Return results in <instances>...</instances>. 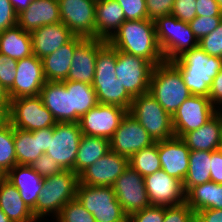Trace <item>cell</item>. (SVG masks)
Instances as JSON below:
<instances>
[{"instance_id": "94428289", "label": "cell", "mask_w": 222, "mask_h": 222, "mask_svg": "<svg viewBox=\"0 0 222 222\" xmlns=\"http://www.w3.org/2000/svg\"><path fill=\"white\" fill-rule=\"evenodd\" d=\"M5 178V174L0 171V182Z\"/></svg>"}, {"instance_id": "83f0119b", "label": "cell", "mask_w": 222, "mask_h": 222, "mask_svg": "<svg viewBox=\"0 0 222 222\" xmlns=\"http://www.w3.org/2000/svg\"><path fill=\"white\" fill-rule=\"evenodd\" d=\"M96 38L109 41L125 22L122 7L115 0H100L95 7Z\"/></svg>"}, {"instance_id": "ffe728a7", "label": "cell", "mask_w": 222, "mask_h": 222, "mask_svg": "<svg viewBox=\"0 0 222 222\" xmlns=\"http://www.w3.org/2000/svg\"><path fill=\"white\" fill-rule=\"evenodd\" d=\"M190 151L184 141L176 136L158 141L161 169L183 182L189 169Z\"/></svg>"}, {"instance_id": "4dcf8cb0", "label": "cell", "mask_w": 222, "mask_h": 222, "mask_svg": "<svg viewBox=\"0 0 222 222\" xmlns=\"http://www.w3.org/2000/svg\"><path fill=\"white\" fill-rule=\"evenodd\" d=\"M185 202L196 213L205 209H222V184L213 181L191 187L185 193Z\"/></svg>"}, {"instance_id": "5bb4252c", "label": "cell", "mask_w": 222, "mask_h": 222, "mask_svg": "<svg viewBox=\"0 0 222 222\" xmlns=\"http://www.w3.org/2000/svg\"><path fill=\"white\" fill-rule=\"evenodd\" d=\"M128 111L120 106L98 104L79 120L82 134L111 139Z\"/></svg>"}, {"instance_id": "4316f807", "label": "cell", "mask_w": 222, "mask_h": 222, "mask_svg": "<svg viewBox=\"0 0 222 222\" xmlns=\"http://www.w3.org/2000/svg\"><path fill=\"white\" fill-rule=\"evenodd\" d=\"M84 39L82 36H75L70 42L41 59L46 81L62 82L66 80L74 50Z\"/></svg>"}, {"instance_id": "484cf974", "label": "cell", "mask_w": 222, "mask_h": 222, "mask_svg": "<svg viewBox=\"0 0 222 222\" xmlns=\"http://www.w3.org/2000/svg\"><path fill=\"white\" fill-rule=\"evenodd\" d=\"M39 96L57 122H72L71 91L63 82L46 81Z\"/></svg>"}, {"instance_id": "7402d4cb", "label": "cell", "mask_w": 222, "mask_h": 222, "mask_svg": "<svg viewBox=\"0 0 222 222\" xmlns=\"http://www.w3.org/2000/svg\"><path fill=\"white\" fill-rule=\"evenodd\" d=\"M207 123L185 133L181 139L191 151L213 152L220 149L222 140V109Z\"/></svg>"}, {"instance_id": "ee69618b", "label": "cell", "mask_w": 222, "mask_h": 222, "mask_svg": "<svg viewBox=\"0 0 222 222\" xmlns=\"http://www.w3.org/2000/svg\"><path fill=\"white\" fill-rule=\"evenodd\" d=\"M196 0H175L171 14L179 20L189 23L196 16Z\"/></svg>"}, {"instance_id": "6da1fadb", "label": "cell", "mask_w": 222, "mask_h": 222, "mask_svg": "<svg viewBox=\"0 0 222 222\" xmlns=\"http://www.w3.org/2000/svg\"><path fill=\"white\" fill-rule=\"evenodd\" d=\"M108 42L117 50L143 57L154 66L165 61L157 41L153 20H125Z\"/></svg>"}, {"instance_id": "7bdbcfd3", "label": "cell", "mask_w": 222, "mask_h": 222, "mask_svg": "<svg viewBox=\"0 0 222 222\" xmlns=\"http://www.w3.org/2000/svg\"><path fill=\"white\" fill-rule=\"evenodd\" d=\"M18 60L0 54V82L9 91L16 77Z\"/></svg>"}, {"instance_id": "f1b7e54d", "label": "cell", "mask_w": 222, "mask_h": 222, "mask_svg": "<svg viewBox=\"0 0 222 222\" xmlns=\"http://www.w3.org/2000/svg\"><path fill=\"white\" fill-rule=\"evenodd\" d=\"M0 209L12 222H36L32 210L25 204L19 190L6 178L0 182Z\"/></svg>"}, {"instance_id": "681fc988", "label": "cell", "mask_w": 222, "mask_h": 222, "mask_svg": "<svg viewBox=\"0 0 222 222\" xmlns=\"http://www.w3.org/2000/svg\"><path fill=\"white\" fill-rule=\"evenodd\" d=\"M197 16L222 17L221 10L216 0H196Z\"/></svg>"}, {"instance_id": "836d02e7", "label": "cell", "mask_w": 222, "mask_h": 222, "mask_svg": "<svg viewBox=\"0 0 222 222\" xmlns=\"http://www.w3.org/2000/svg\"><path fill=\"white\" fill-rule=\"evenodd\" d=\"M211 152L190 151L189 169L183 181L185 193L193 186L211 181Z\"/></svg>"}, {"instance_id": "7c38bea8", "label": "cell", "mask_w": 222, "mask_h": 222, "mask_svg": "<svg viewBox=\"0 0 222 222\" xmlns=\"http://www.w3.org/2000/svg\"><path fill=\"white\" fill-rule=\"evenodd\" d=\"M218 111L208 97L190 96L172 116L175 136L181 138L185 133L200 128Z\"/></svg>"}, {"instance_id": "9f6ffc18", "label": "cell", "mask_w": 222, "mask_h": 222, "mask_svg": "<svg viewBox=\"0 0 222 222\" xmlns=\"http://www.w3.org/2000/svg\"><path fill=\"white\" fill-rule=\"evenodd\" d=\"M9 123V105H0V129Z\"/></svg>"}, {"instance_id": "1f68e13d", "label": "cell", "mask_w": 222, "mask_h": 222, "mask_svg": "<svg viewBox=\"0 0 222 222\" xmlns=\"http://www.w3.org/2000/svg\"><path fill=\"white\" fill-rule=\"evenodd\" d=\"M110 150L109 139L83 134L75 160V173L79 175L84 169L94 164Z\"/></svg>"}, {"instance_id": "9a60e30c", "label": "cell", "mask_w": 222, "mask_h": 222, "mask_svg": "<svg viewBox=\"0 0 222 222\" xmlns=\"http://www.w3.org/2000/svg\"><path fill=\"white\" fill-rule=\"evenodd\" d=\"M116 199L128 217L151 206L144 184V177L128 166L112 186Z\"/></svg>"}, {"instance_id": "52a82bcc", "label": "cell", "mask_w": 222, "mask_h": 222, "mask_svg": "<svg viewBox=\"0 0 222 222\" xmlns=\"http://www.w3.org/2000/svg\"><path fill=\"white\" fill-rule=\"evenodd\" d=\"M128 113L142 125L155 142L175 136L172 116L149 92L133 98Z\"/></svg>"}, {"instance_id": "7dc6e473", "label": "cell", "mask_w": 222, "mask_h": 222, "mask_svg": "<svg viewBox=\"0 0 222 222\" xmlns=\"http://www.w3.org/2000/svg\"><path fill=\"white\" fill-rule=\"evenodd\" d=\"M175 0H145L148 19L155 21L158 17L170 15Z\"/></svg>"}, {"instance_id": "7a4b0ae2", "label": "cell", "mask_w": 222, "mask_h": 222, "mask_svg": "<svg viewBox=\"0 0 222 222\" xmlns=\"http://www.w3.org/2000/svg\"><path fill=\"white\" fill-rule=\"evenodd\" d=\"M117 49L108 41L98 44V55L92 87L100 104L116 105L129 111L133 98L117 80Z\"/></svg>"}, {"instance_id": "30bf717a", "label": "cell", "mask_w": 222, "mask_h": 222, "mask_svg": "<svg viewBox=\"0 0 222 222\" xmlns=\"http://www.w3.org/2000/svg\"><path fill=\"white\" fill-rule=\"evenodd\" d=\"M153 68L154 65L143 57L117 50V80L132 98L149 92Z\"/></svg>"}, {"instance_id": "c3c4849f", "label": "cell", "mask_w": 222, "mask_h": 222, "mask_svg": "<svg viewBox=\"0 0 222 222\" xmlns=\"http://www.w3.org/2000/svg\"><path fill=\"white\" fill-rule=\"evenodd\" d=\"M18 23V14L9 0H0V32Z\"/></svg>"}, {"instance_id": "44dd1931", "label": "cell", "mask_w": 222, "mask_h": 222, "mask_svg": "<svg viewBox=\"0 0 222 222\" xmlns=\"http://www.w3.org/2000/svg\"><path fill=\"white\" fill-rule=\"evenodd\" d=\"M101 39L85 38L74 50L72 64L65 81L92 85L95 74L98 44Z\"/></svg>"}, {"instance_id": "db71d44e", "label": "cell", "mask_w": 222, "mask_h": 222, "mask_svg": "<svg viewBox=\"0 0 222 222\" xmlns=\"http://www.w3.org/2000/svg\"><path fill=\"white\" fill-rule=\"evenodd\" d=\"M33 135H39L40 149L46 153L49 148L50 137H53V127L31 131Z\"/></svg>"}, {"instance_id": "9c48e42d", "label": "cell", "mask_w": 222, "mask_h": 222, "mask_svg": "<svg viewBox=\"0 0 222 222\" xmlns=\"http://www.w3.org/2000/svg\"><path fill=\"white\" fill-rule=\"evenodd\" d=\"M9 123L25 131L54 127L57 121L43 105L41 97L28 96L11 99L9 104Z\"/></svg>"}, {"instance_id": "6125c7cd", "label": "cell", "mask_w": 222, "mask_h": 222, "mask_svg": "<svg viewBox=\"0 0 222 222\" xmlns=\"http://www.w3.org/2000/svg\"><path fill=\"white\" fill-rule=\"evenodd\" d=\"M219 150L222 152V140H221V144H220V149Z\"/></svg>"}, {"instance_id": "3957f363", "label": "cell", "mask_w": 222, "mask_h": 222, "mask_svg": "<svg viewBox=\"0 0 222 222\" xmlns=\"http://www.w3.org/2000/svg\"><path fill=\"white\" fill-rule=\"evenodd\" d=\"M181 74L191 95L209 96L213 79L222 69V58L208 55L199 46L170 62Z\"/></svg>"}, {"instance_id": "74e56055", "label": "cell", "mask_w": 222, "mask_h": 222, "mask_svg": "<svg viewBox=\"0 0 222 222\" xmlns=\"http://www.w3.org/2000/svg\"><path fill=\"white\" fill-rule=\"evenodd\" d=\"M56 218V222H96L93 215L82 206L77 198L63 206Z\"/></svg>"}, {"instance_id": "816d5d0a", "label": "cell", "mask_w": 222, "mask_h": 222, "mask_svg": "<svg viewBox=\"0 0 222 222\" xmlns=\"http://www.w3.org/2000/svg\"><path fill=\"white\" fill-rule=\"evenodd\" d=\"M208 98L214 106L218 104L222 105V69L218 72V75L212 81Z\"/></svg>"}, {"instance_id": "f907efd6", "label": "cell", "mask_w": 222, "mask_h": 222, "mask_svg": "<svg viewBox=\"0 0 222 222\" xmlns=\"http://www.w3.org/2000/svg\"><path fill=\"white\" fill-rule=\"evenodd\" d=\"M211 181L222 184V152L216 150L211 152Z\"/></svg>"}, {"instance_id": "cb8c5ba5", "label": "cell", "mask_w": 222, "mask_h": 222, "mask_svg": "<svg viewBox=\"0 0 222 222\" xmlns=\"http://www.w3.org/2000/svg\"><path fill=\"white\" fill-rule=\"evenodd\" d=\"M61 22L58 0H35L18 14V23L24 31L32 32L44 25Z\"/></svg>"}, {"instance_id": "f35d334b", "label": "cell", "mask_w": 222, "mask_h": 222, "mask_svg": "<svg viewBox=\"0 0 222 222\" xmlns=\"http://www.w3.org/2000/svg\"><path fill=\"white\" fill-rule=\"evenodd\" d=\"M222 22V17L196 16L189 22L190 29L200 41L206 35L212 33Z\"/></svg>"}, {"instance_id": "f6af8a7d", "label": "cell", "mask_w": 222, "mask_h": 222, "mask_svg": "<svg viewBox=\"0 0 222 222\" xmlns=\"http://www.w3.org/2000/svg\"><path fill=\"white\" fill-rule=\"evenodd\" d=\"M164 206H149L128 217L129 222H163Z\"/></svg>"}, {"instance_id": "8d00e7d4", "label": "cell", "mask_w": 222, "mask_h": 222, "mask_svg": "<svg viewBox=\"0 0 222 222\" xmlns=\"http://www.w3.org/2000/svg\"><path fill=\"white\" fill-rule=\"evenodd\" d=\"M15 165L14 127L8 123L0 129V171L6 175Z\"/></svg>"}, {"instance_id": "ac0fdd59", "label": "cell", "mask_w": 222, "mask_h": 222, "mask_svg": "<svg viewBox=\"0 0 222 222\" xmlns=\"http://www.w3.org/2000/svg\"><path fill=\"white\" fill-rule=\"evenodd\" d=\"M128 166L127 157L110 150L79 174V183L99 187L113 186Z\"/></svg>"}, {"instance_id": "2e32d148", "label": "cell", "mask_w": 222, "mask_h": 222, "mask_svg": "<svg viewBox=\"0 0 222 222\" xmlns=\"http://www.w3.org/2000/svg\"><path fill=\"white\" fill-rule=\"evenodd\" d=\"M155 141L142 125L129 113L122 119L120 126L110 139L111 151L130 159L136 152L149 147Z\"/></svg>"}, {"instance_id": "6f0895ef", "label": "cell", "mask_w": 222, "mask_h": 222, "mask_svg": "<svg viewBox=\"0 0 222 222\" xmlns=\"http://www.w3.org/2000/svg\"><path fill=\"white\" fill-rule=\"evenodd\" d=\"M10 101L11 98L9 96L7 89L0 82V105H9Z\"/></svg>"}, {"instance_id": "f546056e", "label": "cell", "mask_w": 222, "mask_h": 222, "mask_svg": "<svg viewBox=\"0 0 222 222\" xmlns=\"http://www.w3.org/2000/svg\"><path fill=\"white\" fill-rule=\"evenodd\" d=\"M0 54L15 60L33 55L32 37L19 25L0 32Z\"/></svg>"}, {"instance_id": "d6a6232c", "label": "cell", "mask_w": 222, "mask_h": 222, "mask_svg": "<svg viewBox=\"0 0 222 222\" xmlns=\"http://www.w3.org/2000/svg\"><path fill=\"white\" fill-rule=\"evenodd\" d=\"M66 89L71 91L72 122H79L80 118L91 108L99 104L97 94L92 85L76 82L62 81Z\"/></svg>"}, {"instance_id": "5b68a950", "label": "cell", "mask_w": 222, "mask_h": 222, "mask_svg": "<svg viewBox=\"0 0 222 222\" xmlns=\"http://www.w3.org/2000/svg\"><path fill=\"white\" fill-rule=\"evenodd\" d=\"M149 93L171 116L186 99L192 96L180 72L166 61L154 66Z\"/></svg>"}, {"instance_id": "d4e9b609", "label": "cell", "mask_w": 222, "mask_h": 222, "mask_svg": "<svg viewBox=\"0 0 222 222\" xmlns=\"http://www.w3.org/2000/svg\"><path fill=\"white\" fill-rule=\"evenodd\" d=\"M5 178L12 183L20 192L25 204L33 210L43 188L42 178L30 165H15Z\"/></svg>"}, {"instance_id": "ba28073f", "label": "cell", "mask_w": 222, "mask_h": 222, "mask_svg": "<svg viewBox=\"0 0 222 222\" xmlns=\"http://www.w3.org/2000/svg\"><path fill=\"white\" fill-rule=\"evenodd\" d=\"M76 198L96 222H127L128 215L116 199L112 186L78 185Z\"/></svg>"}, {"instance_id": "603a6c76", "label": "cell", "mask_w": 222, "mask_h": 222, "mask_svg": "<svg viewBox=\"0 0 222 222\" xmlns=\"http://www.w3.org/2000/svg\"><path fill=\"white\" fill-rule=\"evenodd\" d=\"M33 54L42 59L70 42L75 35L62 23L44 25L31 32Z\"/></svg>"}, {"instance_id": "bcb514c9", "label": "cell", "mask_w": 222, "mask_h": 222, "mask_svg": "<svg viewBox=\"0 0 222 222\" xmlns=\"http://www.w3.org/2000/svg\"><path fill=\"white\" fill-rule=\"evenodd\" d=\"M42 178L61 172L63 169L46 153L30 165Z\"/></svg>"}, {"instance_id": "e575fe53", "label": "cell", "mask_w": 222, "mask_h": 222, "mask_svg": "<svg viewBox=\"0 0 222 222\" xmlns=\"http://www.w3.org/2000/svg\"><path fill=\"white\" fill-rule=\"evenodd\" d=\"M14 144L17 164L31 165L44 152L40 149L39 135L14 128Z\"/></svg>"}, {"instance_id": "f5cc1de1", "label": "cell", "mask_w": 222, "mask_h": 222, "mask_svg": "<svg viewBox=\"0 0 222 222\" xmlns=\"http://www.w3.org/2000/svg\"><path fill=\"white\" fill-rule=\"evenodd\" d=\"M195 222H222V209H205L195 213Z\"/></svg>"}, {"instance_id": "60d3db41", "label": "cell", "mask_w": 222, "mask_h": 222, "mask_svg": "<svg viewBox=\"0 0 222 222\" xmlns=\"http://www.w3.org/2000/svg\"><path fill=\"white\" fill-rule=\"evenodd\" d=\"M163 222H195V212L186 202L176 206H164Z\"/></svg>"}, {"instance_id": "d590c367", "label": "cell", "mask_w": 222, "mask_h": 222, "mask_svg": "<svg viewBox=\"0 0 222 222\" xmlns=\"http://www.w3.org/2000/svg\"><path fill=\"white\" fill-rule=\"evenodd\" d=\"M129 166L145 177L161 169V162L158 154V142L136 152L129 159Z\"/></svg>"}, {"instance_id": "277c9868", "label": "cell", "mask_w": 222, "mask_h": 222, "mask_svg": "<svg viewBox=\"0 0 222 222\" xmlns=\"http://www.w3.org/2000/svg\"><path fill=\"white\" fill-rule=\"evenodd\" d=\"M78 185L79 175L70 170H62L45 177L38 202L32 210L36 220L38 221L50 213H55L54 215L57 217L63 206L76 198Z\"/></svg>"}, {"instance_id": "4fadbf2b", "label": "cell", "mask_w": 222, "mask_h": 222, "mask_svg": "<svg viewBox=\"0 0 222 222\" xmlns=\"http://www.w3.org/2000/svg\"><path fill=\"white\" fill-rule=\"evenodd\" d=\"M60 20L75 35L96 38L94 0H58Z\"/></svg>"}, {"instance_id": "b9f144b4", "label": "cell", "mask_w": 222, "mask_h": 222, "mask_svg": "<svg viewBox=\"0 0 222 222\" xmlns=\"http://www.w3.org/2000/svg\"><path fill=\"white\" fill-rule=\"evenodd\" d=\"M122 7L125 20H144L148 19L145 0H115Z\"/></svg>"}, {"instance_id": "11a10c76", "label": "cell", "mask_w": 222, "mask_h": 222, "mask_svg": "<svg viewBox=\"0 0 222 222\" xmlns=\"http://www.w3.org/2000/svg\"><path fill=\"white\" fill-rule=\"evenodd\" d=\"M17 14L25 10L35 0H9Z\"/></svg>"}, {"instance_id": "d6986e66", "label": "cell", "mask_w": 222, "mask_h": 222, "mask_svg": "<svg viewBox=\"0 0 222 222\" xmlns=\"http://www.w3.org/2000/svg\"><path fill=\"white\" fill-rule=\"evenodd\" d=\"M16 71L13 86L8 91L10 98L38 96L46 83L42 60L34 54L20 59Z\"/></svg>"}, {"instance_id": "91938a15", "label": "cell", "mask_w": 222, "mask_h": 222, "mask_svg": "<svg viewBox=\"0 0 222 222\" xmlns=\"http://www.w3.org/2000/svg\"><path fill=\"white\" fill-rule=\"evenodd\" d=\"M222 13V0H216Z\"/></svg>"}, {"instance_id": "8992f818", "label": "cell", "mask_w": 222, "mask_h": 222, "mask_svg": "<svg viewBox=\"0 0 222 222\" xmlns=\"http://www.w3.org/2000/svg\"><path fill=\"white\" fill-rule=\"evenodd\" d=\"M154 23L157 41L166 62H171L186 51L199 46V41L189 24L174 15L158 17Z\"/></svg>"}, {"instance_id": "680465c9", "label": "cell", "mask_w": 222, "mask_h": 222, "mask_svg": "<svg viewBox=\"0 0 222 222\" xmlns=\"http://www.w3.org/2000/svg\"><path fill=\"white\" fill-rule=\"evenodd\" d=\"M0 222H12L1 209H0Z\"/></svg>"}, {"instance_id": "8fae6325", "label": "cell", "mask_w": 222, "mask_h": 222, "mask_svg": "<svg viewBox=\"0 0 222 222\" xmlns=\"http://www.w3.org/2000/svg\"><path fill=\"white\" fill-rule=\"evenodd\" d=\"M82 135L79 122H57L46 154L63 170L75 172V160Z\"/></svg>"}, {"instance_id": "e0dca14e", "label": "cell", "mask_w": 222, "mask_h": 222, "mask_svg": "<svg viewBox=\"0 0 222 222\" xmlns=\"http://www.w3.org/2000/svg\"><path fill=\"white\" fill-rule=\"evenodd\" d=\"M151 206H176L185 202L183 182L160 169L144 177Z\"/></svg>"}, {"instance_id": "ab89813d", "label": "cell", "mask_w": 222, "mask_h": 222, "mask_svg": "<svg viewBox=\"0 0 222 222\" xmlns=\"http://www.w3.org/2000/svg\"><path fill=\"white\" fill-rule=\"evenodd\" d=\"M199 47L208 55L222 58V22L212 33L199 41Z\"/></svg>"}]
</instances>
